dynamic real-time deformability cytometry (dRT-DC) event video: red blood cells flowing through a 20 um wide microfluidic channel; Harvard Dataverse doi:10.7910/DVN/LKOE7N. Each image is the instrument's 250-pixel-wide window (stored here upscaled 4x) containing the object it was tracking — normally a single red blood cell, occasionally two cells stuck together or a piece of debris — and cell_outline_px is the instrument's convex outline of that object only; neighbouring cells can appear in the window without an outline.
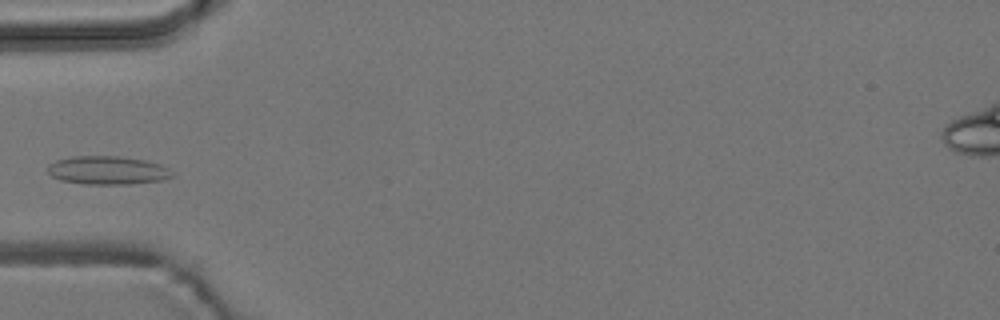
{"species": "common noctule bat (a hibernating species)", "species_latin": "Nyctalus noctula", "temperature_condition": "room temperature", "stored_images_in_passage": 4, "camera_frame_rate_fps": 3000, "um_per_image_px": 0.085, "animal": {"sex": "male", "body_mass_g": 19.2, "forearm_length_mm": 51.8}, "frame": {"image": 1, "passage_image": 4, "time_ms": 4.333, "image_size_px": [1000, 320], "cell_outline_px": [[176, 176], [164, 180], [128, 184], [84, 184], [60, 180], [52, 176], [48, 172], [48, 164], [56, 160], [72, 156], [120, 156], [148, 160], [160, 164], [168, 168]], "centroid_in_image_um": [9.17, 14.47], "position_along_channel_um": 75.8, "area_um2": 20.87}}